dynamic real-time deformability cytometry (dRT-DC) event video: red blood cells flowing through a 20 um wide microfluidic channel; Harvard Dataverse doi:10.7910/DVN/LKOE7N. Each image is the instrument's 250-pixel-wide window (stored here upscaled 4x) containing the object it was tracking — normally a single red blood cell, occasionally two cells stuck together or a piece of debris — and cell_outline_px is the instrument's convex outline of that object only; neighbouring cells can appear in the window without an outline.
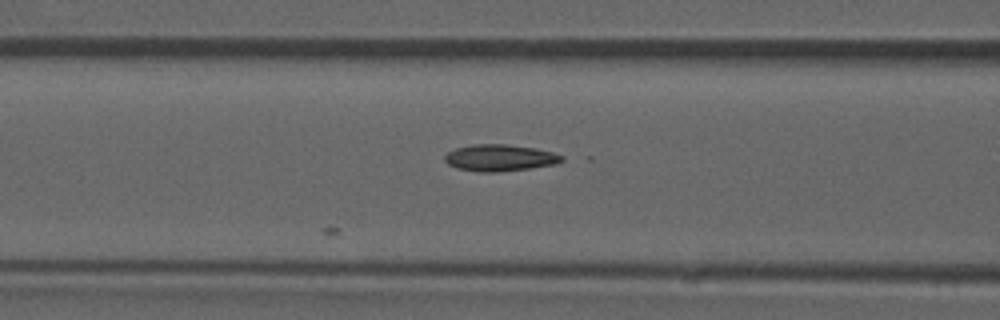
{"species": "common noctule bat (a hibernating species)", "species_latin": "Nyctalus noctula", "temperature_condition": "room temperature", "stored_images_in_passage": 6, "camera_frame_rate_fps": 3000, "um_per_image_px": 0.085, "animal": {"sex": "male", "forearm_length_mm": 52.5}, "frame": {"image": 1, "passage_image": 6, "time_ms": 1.667, "image_size_px": [1000, 320], "cell_outline_px": [[564, 160], [556, 164], [528, 168], [496, 172], [480, 172], [456, 168], [448, 164], [444, 160], [444, 156], [448, 152], [456, 148], [476, 144], [504, 144], [536, 148], [552, 152], [564, 156]], "centroid_in_image_um": [42.48, 13.41], "position_along_channel_um": 124.1, "area_um2": 18.09}}